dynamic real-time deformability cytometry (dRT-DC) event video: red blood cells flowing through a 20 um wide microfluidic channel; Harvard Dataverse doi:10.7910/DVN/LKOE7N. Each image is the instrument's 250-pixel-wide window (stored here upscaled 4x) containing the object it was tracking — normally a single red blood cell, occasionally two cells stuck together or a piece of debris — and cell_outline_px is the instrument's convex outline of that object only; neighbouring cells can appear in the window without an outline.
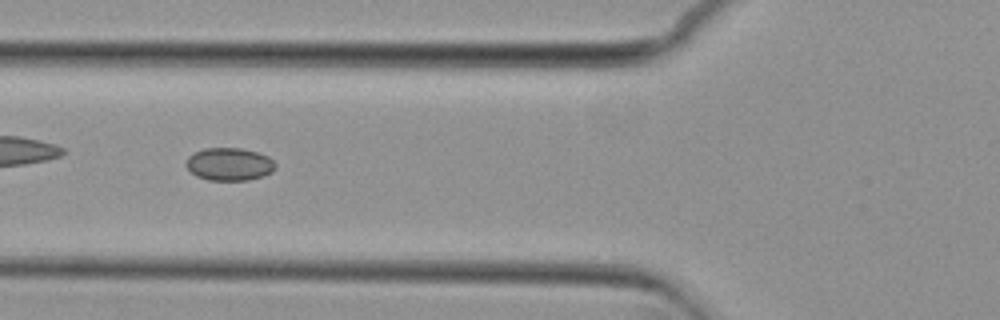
{"species": "common noctule bat (a hibernating species)", "species_latin": "Nyctalus noctula", "temperature_condition": "cold", "stored_images_in_passage": 36, "camera_frame_rate_fps": 3000, "um_per_image_px": 0.085, "animal": {"sex": "female", "body_mass_g": 29.2, "forearm_length_mm": 56.3}, "frame": {"image": 1, "passage_image": 6, "time_ms": 1.667, "image_size_px": [1000, 320], "cell_outline_px": [[276, 168], [272, 172], [264, 176], [248, 180], [208, 180], [196, 176], [184, 164], [188, 156], [204, 148], [240, 148], [256, 152], [268, 156], [276, 164]], "centroid_in_image_um": [19.5, 13.96], "position_along_channel_um": 106.3, "area_um2": 17.11}}
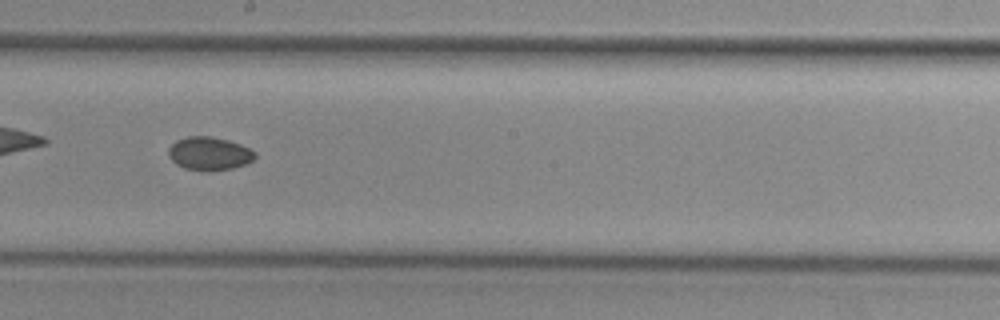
{"frame": {"image": 2, "passage_image": 16, "time_ms": 5.0, "image_size_px": [1000, 320], "cell_outline_px": [[256, 156], [248, 164], [232, 168], [208, 172], [184, 168], [176, 164], [168, 156], [168, 148], [176, 140], [188, 136], [212, 136], [228, 140], [240, 144], [256, 152]], "centroid_in_image_um": [17.78, 13.06], "position_along_channel_um": 230.4, "area_um2": 16.99}}